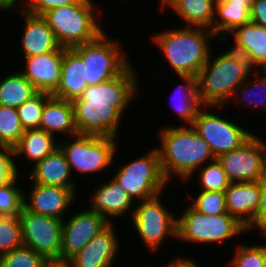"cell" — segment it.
<instances>
[{"label": "cell", "mask_w": 266, "mask_h": 267, "mask_svg": "<svg viewBox=\"0 0 266 267\" xmlns=\"http://www.w3.org/2000/svg\"><path fill=\"white\" fill-rule=\"evenodd\" d=\"M58 147L59 140H57L54 135L47 133L43 129L25 130L19 143L14 147L15 167L18 174H22L23 172L19 169L23 160L26 159L27 163L30 164L29 167L32 168ZM17 158L22 159L19 160ZM17 162L21 164L19 165Z\"/></svg>", "instance_id": "obj_23"}, {"label": "cell", "mask_w": 266, "mask_h": 267, "mask_svg": "<svg viewBox=\"0 0 266 267\" xmlns=\"http://www.w3.org/2000/svg\"><path fill=\"white\" fill-rule=\"evenodd\" d=\"M109 179L92 188L90 200L86 201L90 204L88 208L102 215L109 223H114L115 219L127 218V215L131 217L136 202L113 177Z\"/></svg>", "instance_id": "obj_17"}, {"label": "cell", "mask_w": 266, "mask_h": 267, "mask_svg": "<svg viewBox=\"0 0 266 267\" xmlns=\"http://www.w3.org/2000/svg\"><path fill=\"white\" fill-rule=\"evenodd\" d=\"M81 0H30L23 10L29 14L42 16L50 9L79 3Z\"/></svg>", "instance_id": "obj_41"}, {"label": "cell", "mask_w": 266, "mask_h": 267, "mask_svg": "<svg viewBox=\"0 0 266 267\" xmlns=\"http://www.w3.org/2000/svg\"><path fill=\"white\" fill-rule=\"evenodd\" d=\"M216 0H165L158 9H170L185 27L205 28L212 31Z\"/></svg>", "instance_id": "obj_24"}, {"label": "cell", "mask_w": 266, "mask_h": 267, "mask_svg": "<svg viewBox=\"0 0 266 267\" xmlns=\"http://www.w3.org/2000/svg\"><path fill=\"white\" fill-rule=\"evenodd\" d=\"M17 175L14 148L10 146H0V187L9 183Z\"/></svg>", "instance_id": "obj_39"}, {"label": "cell", "mask_w": 266, "mask_h": 267, "mask_svg": "<svg viewBox=\"0 0 266 267\" xmlns=\"http://www.w3.org/2000/svg\"><path fill=\"white\" fill-rule=\"evenodd\" d=\"M178 77L182 80V84L173 89L169 98L172 101H170L171 107L174 109V114L180 118L178 125H193L199 110L203 107L198 96L197 76L178 75Z\"/></svg>", "instance_id": "obj_26"}, {"label": "cell", "mask_w": 266, "mask_h": 267, "mask_svg": "<svg viewBox=\"0 0 266 267\" xmlns=\"http://www.w3.org/2000/svg\"><path fill=\"white\" fill-rule=\"evenodd\" d=\"M195 197L186 191L185 199L197 211L206 215H218L228 213L226 207L225 193L215 191L198 190L194 192ZM190 200V201H189Z\"/></svg>", "instance_id": "obj_35"}, {"label": "cell", "mask_w": 266, "mask_h": 267, "mask_svg": "<svg viewBox=\"0 0 266 267\" xmlns=\"http://www.w3.org/2000/svg\"><path fill=\"white\" fill-rule=\"evenodd\" d=\"M37 92L20 71L7 73L0 79V105L18 108Z\"/></svg>", "instance_id": "obj_30"}, {"label": "cell", "mask_w": 266, "mask_h": 267, "mask_svg": "<svg viewBox=\"0 0 266 267\" xmlns=\"http://www.w3.org/2000/svg\"><path fill=\"white\" fill-rule=\"evenodd\" d=\"M258 72L264 77H266V60L258 66Z\"/></svg>", "instance_id": "obj_48"}, {"label": "cell", "mask_w": 266, "mask_h": 267, "mask_svg": "<svg viewBox=\"0 0 266 267\" xmlns=\"http://www.w3.org/2000/svg\"><path fill=\"white\" fill-rule=\"evenodd\" d=\"M96 3L99 4L93 0H81L50 9L42 15L61 47L72 48L91 42L106 30L100 21L105 11Z\"/></svg>", "instance_id": "obj_4"}, {"label": "cell", "mask_w": 266, "mask_h": 267, "mask_svg": "<svg viewBox=\"0 0 266 267\" xmlns=\"http://www.w3.org/2000/svg\"><path fill=\"white\" fill-rule=\"evenodd\" d=\"M251 22L266 27V0H252Z\"/></svg>", "instance_id": "obj_43"}, {"label": "cell", "mask_w": 266, "mask_h": 267, "mask_svg": "<svg viewBox=\"0 0 266 267\" xmlns=\"http://www.w3.org/2000/svg\"><path fill=\"white\" fill-rule=\"evenodd\" d=\"M260 136L255 132L238 148L216 158L231 183L256 182L266 175V147Z\"/></svg>", "instance_id": "obj_12"}, {"label": "cell", "mask_w": 266, "mask_h": 267, "mask_svg": "<svg viewBox=\"0 0 266 267\" xmlns=\"http://www.w3.org/2000/svg\"><path fill=\"white\" fill-rule=\"evenodd\" d=\"M237 2V3H243V5H251L252 0H216V2Z\"/></svg>", "instance_id": "obj_47"}, {"label": "cell", "mask_w": 266, "mask_h": 267, "mask_svg": "<svg viewBox=\"0 0 266 267\" xmlns=\"http://www.w3.org/2000/svg\"><path fill=\"white\" fill-rule=\"evenodd\" d=\"M119 140L109 136L79 133L59 140V147L66 156L72 174L77 172L82 179L84 174L99 175L101 171L115 166L113 163L119 153Z\"/></svg>", "instance_id": "obj_7"}, {"label": "cell", "mask_w": 266, "mask_h": 267, "mask_svg": "<svg viewBox=\"0 0 266 267\" xmlns=\"http://www.w3.org/2000/svg\"><path fill=\"white\" fill-rule=\"evenodd\" d=\"M229 37H232L229 39ZM221 44L232 40L242 45L257 66L266 60V27L250 22L235 28L228 35L215 36Z\"/></svg>", "instance_id": "obj_27"}, {"label": "cell", "mask_w": 266, "mask_h": 267, "mask_svg": "<svg viewBox=\"0 0 266 267\" xmlns=\"http://www.w3.org/2000/svg\"><path fill=\"white\" fill-rule=\"evenodd\" d=\"M24 131L17 108L0 105V146L14 148Z\"/></svg>", "instance_id": "obj_33"}, {"label": "cell", "mask_w": 266, "mask_h": 267, "mask_svg": "<svg viewBox=\"0 0 266 267\" xmlns=\"http://www.w3.org/2000/svg\"><path fill=\"white\" fill-rule=\"evenodd\" d=\"M87 87L82 58L72 48H64L60 84L52 96L72 102L80 98Z\"/></svg>", "instance_id": "obj_22"}, {"label": "cell", "mask_w": 266, "mask_h": 267, "mask_svg": "<svg viewBox=\"0 0 266 267\" xmlns=\"http://www.w3.org/2000/svg\"><path fill=\"white\" fill-rule=\"evenodd\" d=\"M213 55L211 50L197 75L198 96L203 106H223L225 109L235 90L249 78L250 73L222 51Z\"/></svg>", "instance_id": "obj_6"}, {"label": "cell", "mask_w": 266, "mask_h": 267, "mask_svg": "<svg viewBox=\"0 0 266 267\" xmlns=\"http://www.w3.org/2000/svg\"><path fill=\"white\" fill-rule=\"evenodd\" d=\"M47 260L27 246L0 255V267H43Z\"/></svg>", "instance_id": "obj_38"}, {"label": "cell", "mask_w": 266, "mask_h": 267, "mask_svg": "<svg viewBox=\"0 0 266 267\" xmlns=\"http://www.w3.org/2000/svg\"><path fill=\"white\" fill-rule=\"evenodd\" d=\"M245 244L236 243L231 260H229L228 266L230 267H261L262 264L266 261V244L262 243L255 244Z\"/></svg>", "instance_id": "obj_34"}, {"label": "cell", "mask_w": 266, "mask_h": 267, "mask_svg": "<svg viewBox=\"0 0 266 267\" xmlns=\"http://www.w3.org/2000/svg\"><path fill=\"white\" fill-rule=\"evenodd\" d=\"M29 2L30 0H0V14L1 12L10 14L12 11H23Z\"/></svg>", "instance_id": "obj_44"}, {"label": "cell", "mask_w": 266, "mask_h": 267, "mask_svg": "<svg viewBox=\"0 0 266 267\" xmlns=\"http://www.w3.org/2000/svg\"><path fill=\"white\" fill-rule=\"evenodd\" d=\"M174 257L172 258L173 260L167 261V264L165 262L164 265L161 264L162 266L159 267H200L197 261H195V259L193 260L191 257L176 256V254Z\"/></svg>", "instance_id": "obj_45"}, {"label": "cell", "mask_w": 266, "mask_h": 267, "mask_svg": "<svg viewBox=\"0 0 266 267\" xmlns=\"http://www.w3.org/2000/svg\"><path fill=\"white\" fill-rule=\"evenodd\" d=\"M63 54L64 47H60L54 52L24 57L19 71L37 91L53 94L60 84Z\"/></svg>", "instance_id": "obj_18"}, {"label": "cell", "mask_w": 266, "mask_h": 267, "mask_svg": "<svg viewBox=\"0 0 266 267\" xmlns=\"http://www.w3.org/2000/svg\"><path fill=\"white\" fill-rule=\"evenodd\" d=\"M156 145L161 169L166 181L171 184L176 177L187 183L194 172L215 160L209 145L198 135L192 125H169L160 127Z\"/></svg>", "instance_id": "obj_2"}, {"label": "cell", "mask_w": 266, "mask_h": 267, "mask_svg": "<svg viewBox=\"0 0 266 267\" xmlns=\"http://www.w3.org/2000/svg\"><path fill=\"white\" fill-rule=\"evenodd\" d=\"M52 97L47 92H37L33 97L17 108L24 130L39 129L45 103Z\"/></svg>", "instance_id": "obj_36"}, {"label": "cell", "mask_w": 266, "mask_h": 267, "mask_svg": "<svg viewBox=\"0 0 266 267\" xmlns=\"http://www.w3.org/2000/svg\"><path fill=\"white\" fill-rule=\"evenodd\" d=\"M72 213L63 219L60 261H69L109 224L90 208Z\"/></svg>", "instance_id": "obj_14"}, {"label": "cell", "mask_w": 266, "mask_h": 267, "mask_svg": "<svg viewBox=\"0 0 266 267\" xmlns=\"http://www.w3.org/2000/svg\"><path fill=\"white\" fill-rule=\"evenodd\" d=\"M234 101L240 108L253 110L249 113L256 110L266 113V77L259 72L250 74L249 78L235 90L228 104Z\"/></svg>", "instance_id": "obj_29"}, {"label": "cell", "mask_w": 266, "mask_h": 267, "mask_svg": "<svg viewBox=\"0 0 266 267\" xmlns=\"http://www.w3.org/2000/svg\"><path fill=\"white\" fill-rule=\"evenodd\" d=\"M22 243L47 261L60 260L63 220L39 215L23 207L19 215Z\"/></svg>", "instance_id": "obj_13"}, {"label": "cell", "mask_w": 266, "mask_h": 267, "mask_svg": "<svg viewBox=\"0 0 266 267\" xmlns=\"http://www.w3.org/2000/svg\"><path fill=\"white\" fill-rule=\"evenodd\" d=\"M24 174H18L6 185L0 187V216H19L24 207V190L26 187L18 186ZM20 180V182H19Z\"/></svg>", "instance_id": "obj_32"}, {"label": "cell", "mask_w": 266, "mask_h": 267, "mask_svg": "<svg viewBox=\"0 0 266 267\" xmlns=\"http://www.w3.org/2000/svg\"><path fill=\"white\" fill-rule=\"evenodd\" d=\"M159 3V5L158 6H160L165 0H157Z\"/></svg>", "instance_id": "obj_50"}, {"label": "cell", "mask_w": 266, "mask_h": 267, "mask_svg": "<svg viewBox=\"0 0 266 267\" xmlns=\"http://www.w3.org/2000/svg\"><path fill=\"white\" fill-rule=\"evenodd\" d=\"M232 44L227 47V51L224 50L223 52L222 50V53L237 64L243 66L250 74L258 72V66L252 60L250 53L236 41L233 40Z\"/></svg>", "instance_id": "obj_40"}, {"label": "cell", "mask_w": 266, "mask_h": 267, "mask_svg": "<svg viewBox=\"0 0 266 267\" xmlns=\"http://www.w3.org/2000/svg\"><path fill=\"white\" fill-rule=\"evenodd\" d=\"M30 185L29 192L24 190V207L35 214L63 220L77 201V189L45 186L31 181Z\"/></svg>", "instance_id": "obj_15"}, {"label": "cell", "mask_w": 266, "mask_h": 267, "mask_svg": "<svg viewBox=\"0 0 266 267\" xmlns=\"http://www.w3.org/2000/svg\"><path fill=\"white\" fill-rule=\"evenodd\" d=\"M115 223H109L69 262L72 267H118L121 249L120 235ZM117 229V230H116ZM119 235V236H118ZM116 265V266H115Z\"/></svg>", "instance_id": "obj_16"}, {"label": "cell", "mask_w": 266, "mask_h": 267, "mask_svg": "<svg viewBox=\"0 0 266 267\" xmlns=\"http://www.w3.org/2000/svg\"><path fill=\"white\" fill-rule=\"evenodd\" d=\"M162 194L136 202L134 212L128 220L132 221L130 225L142 245L154 254H160L157 251L164 248L165 240L173 238L175 241L177 238V213H173V208L170 210L162 201Z\"/></svg>", "instance_id": "obj_9"}, {"label": "cell", "mask_w": 266, "mask_h": 267, "mask_svg": "<svg viewBox=\"0 0 266 267\" xmlns=\"http://www.w3.org/2000/svg\"><path fill=\"white\" fill-rule=\"evenodd\" d=\"M217 110L223 111V106H203L192 125L209 145L215 158L238 148L254 133L250 131L252 128L248 130L240 122L220 115L221 112Z\"/></svg>", "instance_id": "obj_11"}, {"label": "cell", "mask_w": 266, "mask_h": 267, "mask_svg": "<svg viewBox=\"0 0 266 267\" xmlns=\"http://www.w3.org/2000/svg\"><path fill=\"white\" fill-rule=\"evenodd\" d=\"M266 224V175L260 180V204L253 223L246 229L247 233L260 230ZM256 229V230H255ZM253 230V232H251Z\"/></svg>", "instance_id": "obj_42"}, {"label": "cell", "mask_w": 266, "mask_h": 267, "mask_svg": "<svg viewBox=\"0 0 266 267\" xmlns=\"http://www.w3.org/2000/svg\"><path fill=\"white\" fill-rule=\"evenodd\" d=\"M107 33L104 31L95 40L72 47L85 64L88 86L119 76L132 63L120 37L113 38Z\"/></svg>", "instance_id": "obj_8"}, {"label": "cell", "mask_w": 266, "mask_h": 267, "mask_svg": "<svg viewBox=\"0 0 266 267\" xmlns=\"http://www.w3.org/2000/svg\"><path fill=\"white\" fill-rule=\"evenodd\" d=\"M195 175L197 176L195 181L197 180L196 187L198 190L224 192L231 183L217 159L198 168L188 181Z\"/></svg>", "instance_id": "obj_31"}, {"label": "cell", "mask_w": 266, "mask_h": 267, "mask_svg": "<svg viewBox=\"0 0 266 267\" xmlns=\"http://www.w3.org/2000/svg\"><path fill=\"white\" fill-rule=\"evenodd\" d=\"M43 267H72L69 261L50 260Z\"/></svg>", "instance_id": "obj_46"}, {"label": "cell", "mask_w": 266, "mask_h": 267, "mask_svg": "<svg viewBox=\"0 0 266 267\" xmlns=\"http://www.w3.org/2000/svg\"><path fill=\"white\" fill-rule=\"evenodd\" d=\"M258 233L260 234L259 235L260 237H262V238L265 237L263 239L266 240V224L258 231ZM264 244H266V243H264Z\"/></svg>", "instance_id": "obj_49"}, {"label": "cell", "mask_w": 266, "mask_h": 267, "mask_svg": "<svg viewBox=\"0 0 266 267\" xmlns=\"http://www.w3.org/2000/svg\"><path fill=\"white\" fill-rule=\"evenodd\" d=\"M40 129L54 135L58 140L64 135L67 138L78 135L72 102L52 96L43 108Z\"/></svg>", "instance_id": "obj_25"}, {"label": "cell", "mask_w": 266, "mask_h": 267, "mask_svg": "<svg viewBox=\"0 0 266 267\" xmlns=\"http://www.w3.org/2000/svg\"><path fill=\"white\" fill-rule=\"evenodd\" d=\"M133 64L107 82L88 86L80 98L72 101L74 121L80 134L121 136L123 114L129 112L130 106L134 105L131 103L142 91L138 68Z\"/></svg>", "instance_id": "obj_1"}, {"label": "cell", "mask_w": 266, "mask_h": 267, "mask_svg": "<svg viewBox=\"0 0 266 267\" xmlns=\"http://www.w3.org/2000/svg\"><path fill=\"white\" fill-rule=\"evenodd\" d=\"M141 156L117 166L112 177L136 202L150 199L164 190L169 183L164 178L160 156L154 146Z\"/></svg>", "instance_id": "obj_10"}, {"label": "cell", "mask_w": 266, "mask_h": 267, "mask_svg": "<svg viewBox=\"0 0 266 267\" xmlns=\"http://www.w3.org/2000/svg\"><path fill=\"white\" fill-rule=\"evenodd\" d=\"M19 216H0V255L22 246Z\"/></svg>", "instance_id": "obj_37"}, {"label": "cell", "mask_w": 266, "mask_h": 267, "mask_svg": "<svg viewBox=\"0 0 266 267\" xmlns=\"http://www.w3.org/2000/svg\"><path fill=\"white\" fill-rule=\"evenodd\" d=\"M261 267H266V261L262 264Z\"/></svg>", "instance_id": "obj_51"}, {"label": "cell", "mask_w": 266, "mask_h": 267, "mask_svg": "<svg viewBox=\"0 0 266 267\" xmlns=\"http://www.w3.org/2000/svg\"><path fill=\"white\" fill-rule=\"evenodd\" d=\"M224 193L227 212L247 229L259 208L260 181L230 183Z\"/></svg>", "instance_id": "obj_20"}, {"label": "cell", "mask_w": 266, "mask_h": 267, "mask_svg": "<svg viewBox=\"0 0 266 267\" xmlns=\"http://www.w3.org/2000/svg\"><path fill=\"white\" fill-rule=\"evenodd\" d=\"M183 212L177 215V240L194 246L227 244L233 238L247 234L246 228L229 213L206 215L195 210L187 200H181ZM244 233V234H242ZM222 242V243H221ZM204 244V245H203Z\"/></svg>", "instance_id": "obj_5"}, {"label": "cell", "mask_w": 266, "mask_h": 267, "mask_svg": "<svg viewBox=\"0 0 266 267\" xmlns=\"http://www.w3.org/2000/svg\"><path fill=\"white\" fill-rule=\"evenodd\" d=\"M149 40L159 48L175 75L197 76L206 64L216 39L211 30L180 26L157 30V34L154 32Z\"/></svg>", "instance_id": "obj_3"}, {"label": "cell", "mask_w": 266, "mask_h": 267, "mask_svg": "<svg viewBox=\"0 0 266 267\" xmlns=\"http://www.w3.org/2000/svg\"><path fill=\"white\" fill-rule=\"evenodd\" d=\"M14 12H18L19 16L24 19L22 35H18L21 36L19 43L22 58L54 52L61 47L47 21L42 16L24 11Z\"/></svg>", "instance_id": "obj_19"}, {"label": "cell", "mask_w": 266, "mask_h": 267, "mask_svg": "<svg viewBox=\"0 0 266 267\" xmlns=\"http://www.w3.org/2000/svg\"><path fill=\"white\" fill-rule=\"evenodd\" d=\"M251 5L237 2H216L212 32L215 36L228 35L235 28L251 22Z\"/></svg>", "instance_id": "obj_28"}, {"label": "cell", "mask_w": 266, "mask_h": 267, "mask_svg": "<svg viewBox=\"0 0 266 267\" xmlns=\"http://www.w3.org/2000/svg\"><path fill=\"white\" fill-rule=\"evenodd\" d=\"M29 172L24 175L32 183L45 186H59L70 189H77V179L73 180V174L64 152L58 147L43 160L38 162Z\"/></svg>", "instance_id": "obj_21"}]
</instances>
